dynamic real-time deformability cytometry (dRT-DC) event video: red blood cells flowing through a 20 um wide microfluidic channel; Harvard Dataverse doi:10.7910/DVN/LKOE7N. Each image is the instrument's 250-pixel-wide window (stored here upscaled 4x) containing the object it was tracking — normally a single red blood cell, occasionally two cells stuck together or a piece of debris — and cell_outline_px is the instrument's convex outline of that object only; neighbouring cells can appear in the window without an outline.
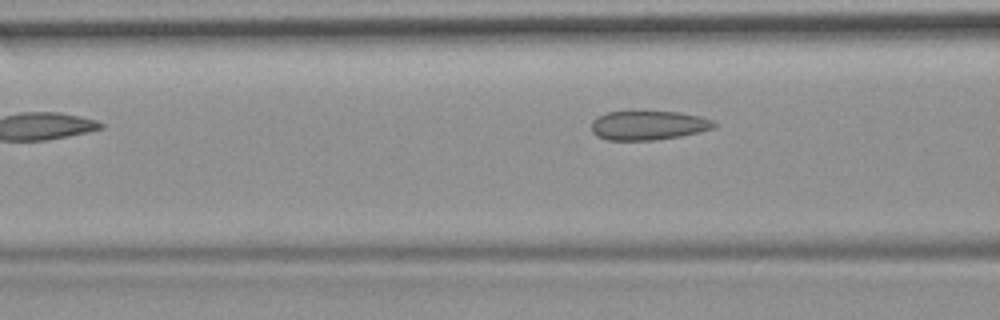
{"species": "common noctule bat (a hibernating species)", "species_latin": "Nyctalus noctula", "temperature_condition": "room temperature", "stored_images_in_passage": 4, "camera_frame_rate_fps": 3000, "um_per_image_px": 0.085, "animal": {"sex": "female", "body_mass_g": 19.9}, "frame": {"image": 1, "passage_image": 4, "time_ms": 1.0, "image_size_px": [1000, 320], "cell_outline_px": [[716, 124], [712, 128], [700, 132], [680, 136], [656, 140], [608, 140], [596, 136], [592, 132], [592, 120], [608, 112], [640, 108], [680, 112], [700, 116], [712, 120]], "centroid_in_image_um": [55.08, 10.6], "position_along_channel_um": 111.5, "area_um2": 21.73}}